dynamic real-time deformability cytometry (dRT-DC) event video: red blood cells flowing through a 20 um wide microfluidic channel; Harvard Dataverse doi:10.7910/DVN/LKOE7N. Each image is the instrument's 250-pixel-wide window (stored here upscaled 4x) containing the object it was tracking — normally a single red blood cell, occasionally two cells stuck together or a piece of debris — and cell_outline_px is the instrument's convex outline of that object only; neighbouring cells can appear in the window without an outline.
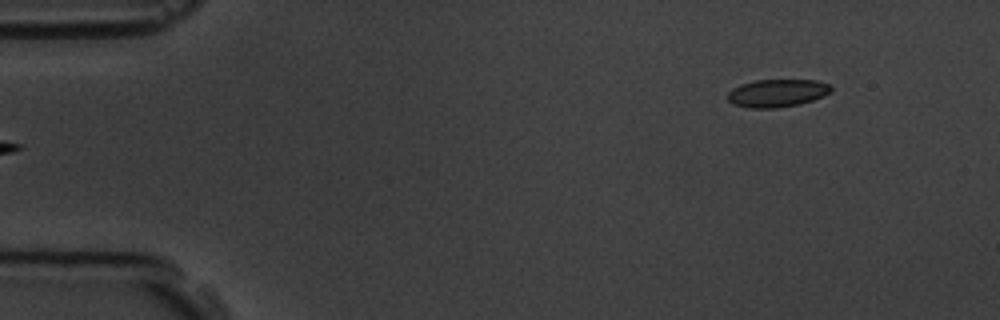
{"species": "common noctule bat (a hibernating species)", "species_latin": "Nyctalus noctula", "temperature_condition": "room temperature", "stored_images_in_passage": 4, "camera_frame_rate_fps": 3000, "um_per_image_px": 0.085, "animal": {"sex": "male", "body_mass_g": 19.5, "forearm_length_mm": 54.6}, "frame": {"image": 1, "passage_image": 1, "time_ms": 0.0, "image_size_px": [1000, 320], "cell_outline_px": [[832, 92], [824, 96], [800, 104], [776, 108], [748, 108], [732, 104], [728, 100], [728, 92], [732, 88], [740, 84], [756, 80], [816, 80], [832, 84]], "centroid_in_image_um": [66.08, 7.91], "position_along_channel_um": 18.9, "area_um2": 16.99}}
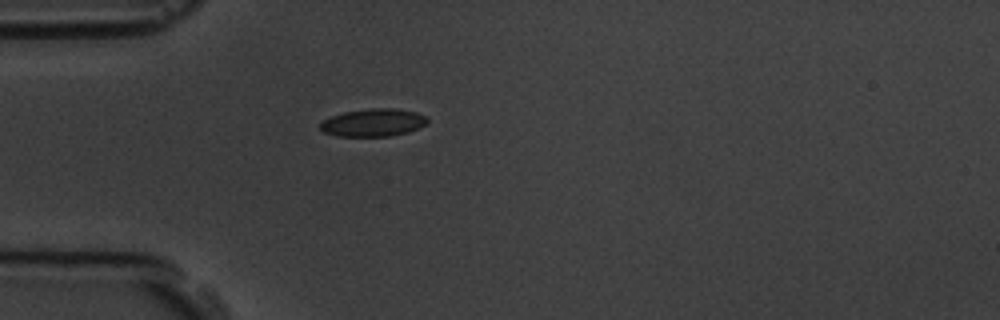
{"frame": {"image": 2, "passage_image": 4, "time_ms": 3.333, "image_size_px": [1000, 320], "cell_outline_px": [[428, 124], [408, 132], [388, 136], [336, 136], [324, 132], [320, 128], [320, 124], [324, 120], [332, 116], [344, 112], [372, 108], [396, 108], [416, 112], [424, 116], [428, 120]], "centroid_in_image_um": [31.74, 10.42], "position_along_channel_um": 53.3, "area_um2": 17.22}}